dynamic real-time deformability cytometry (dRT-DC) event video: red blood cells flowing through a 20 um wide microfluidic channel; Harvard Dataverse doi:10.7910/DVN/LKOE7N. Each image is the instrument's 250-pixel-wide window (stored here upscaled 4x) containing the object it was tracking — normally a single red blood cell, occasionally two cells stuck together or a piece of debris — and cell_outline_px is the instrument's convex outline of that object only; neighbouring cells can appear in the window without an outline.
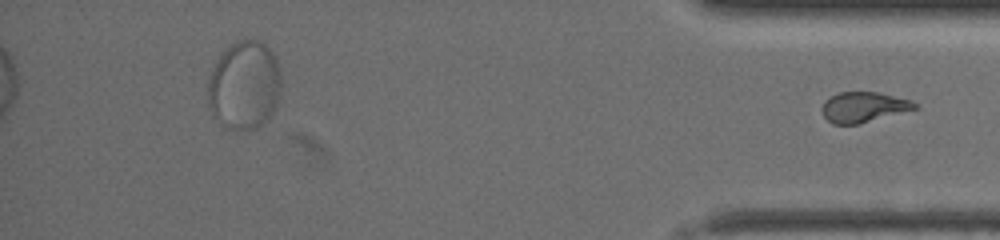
{"species": "common noctule bat (a hibernating species)", "species_latin": "Nyctalus noctula", "temperature_condition": "warm", "stored_images_in_passage": 45, "segment_of_instrument_passage": [2, 2], "camera_frame_rate_fps": 3000, "um_per_image_px": 0.085, "animal": {"sex": "female", "body_mass_g": 19.5, "forearm_length_mm": 54.1}, "frame": {"image": 1, "passage_image": 45, "time_ms": 14.667, "image_size_px": [1000, 240], "cell_outline_px": [[916, 108], [856, 124], [832, 124], [824, 116], [820, 108], [824, 100], [840, 92], [876, 92], [912, 100], [916, 104]], "centroid_in_image_um": [73.33, 9.09], "position_along_channel_um": 361.9, "area_um2": 16.01}}